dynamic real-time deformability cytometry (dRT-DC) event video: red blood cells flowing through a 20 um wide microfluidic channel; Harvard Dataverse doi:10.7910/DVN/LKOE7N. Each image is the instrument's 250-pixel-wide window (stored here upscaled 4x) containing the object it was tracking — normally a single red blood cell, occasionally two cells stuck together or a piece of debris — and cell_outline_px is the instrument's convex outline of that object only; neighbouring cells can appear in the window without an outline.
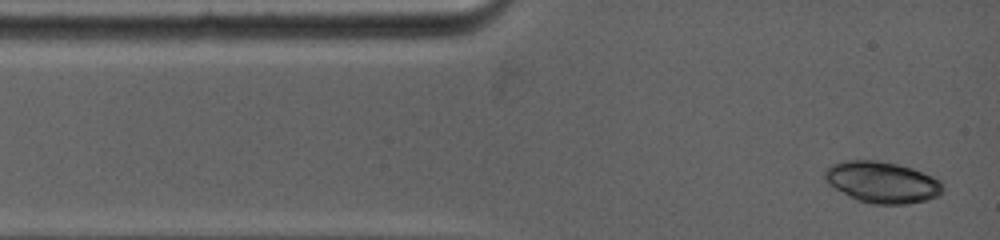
{"species": "common noctule bat (a hibernating species)", "species_latin": "Nyctalus noctula", "temperature_condition": "warm", "stored_images_in_passage": 12, "camera_frame_rate_fps": 5000, "um_per_image_px": 0.085, "animal": {"sex": "female", "body_mass_g": 19.0, "forearm_length_mm": 53.3}, "frame": {"image": 1, "passage_image": 1, "time_ms": 0.0, "image_size_px": [1000, 240], "cell_outline_px": [[944, 192], [928, 200], [908, 204], [872, 204], [856, 200], [828, 184], [824, 180], [824, 168], [832, 164], [844, 160], [876, 160], [896, 164], [912, 168], [932, 176], [940, 180], [944, 188]], "centroid_in_image_um": [74.97, 15.49], "position_along_channel_um": 10.0, "area_um2": 28.67}}
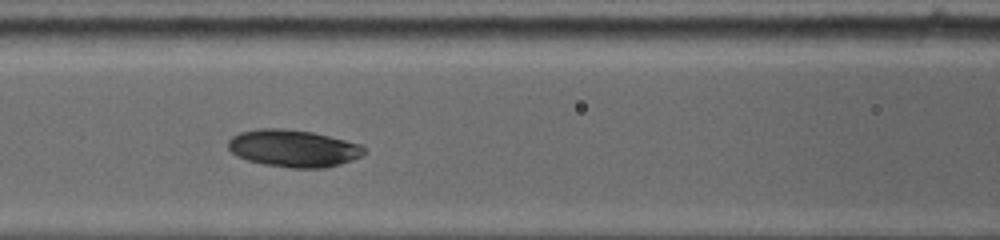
{"frame": {"image": 2, "passage_image": 9, "time_ms": 4.4, "image_size_px": [1000, 240], "cell_outline_px": [[368, 152], [352, 160], [340, 164], [324, 168], [292, 168], [264, 164], [248, 160], [236, 156], [228, 148], [228, 140], [232, 136], [240, 132], [260, 128], [280, 128], [312, 132], [360, 144], [368, 148]], "centroid_in_image_um": [24.95, 12.61], "position_along_channel_um": 141.7, "area_um2": 29.54}}
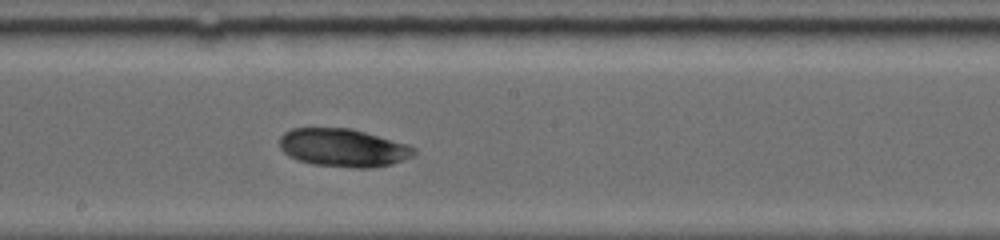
{"frame": {"image": 3, "passage_image": 12, "time_ms": 6.4, "image_size_px": [1000, 240], "cell_outline_px": [[416, 152], [412, 156], [392, 164], [372, 168], [352, 168], [312, 164], [296, 160], [288, 156], [280, 148], [280, 136], [284, 132], [292, 128], [352, 128], [408, 144], [416, 148]], "centroid_in_image_um": [29.16, 12.56], "position_along_channel_um": 219.0, "area_um2": 30.11}}